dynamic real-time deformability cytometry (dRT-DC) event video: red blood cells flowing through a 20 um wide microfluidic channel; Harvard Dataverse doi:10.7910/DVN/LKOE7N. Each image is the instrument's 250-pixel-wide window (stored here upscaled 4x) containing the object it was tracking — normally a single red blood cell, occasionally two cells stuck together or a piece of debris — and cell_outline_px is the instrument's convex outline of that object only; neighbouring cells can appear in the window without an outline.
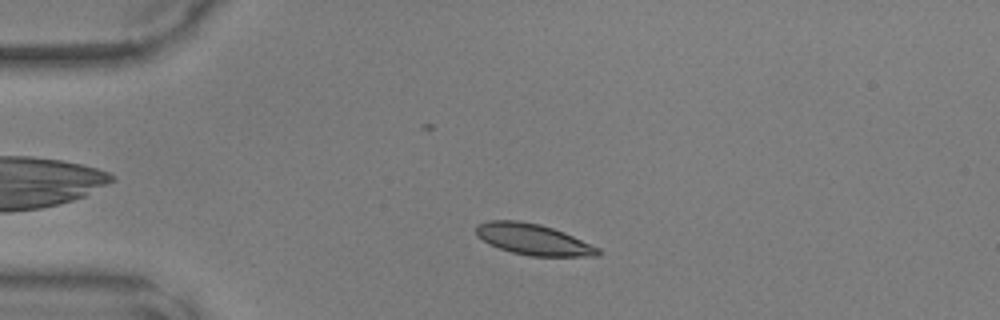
{"species": "common noctule bat (a hibernating species)", "species_latin": "Nyctalus noctula", "temperature_condition": "warm", "stored_images_in_passage": 44, "camera_frame_rate_fps": 3000, "um_per_image_px": 0.085, "animal": {"sex": "male", "body_mass_g": 17.9, "forearm_length_mm": 54.2}, "frame": {"image": 1, "passage_image": 7, "time_ms": 2.0, "image_size_px": [1000, 320], "cell_outline_px": [[600, 256], [528, 256], [512, 252], [488, 244], [476, 236], [476, 224], [488, 220], [520, 220], [540, 224], [564, 232], [600, 248]], "centroid_in_image_um": [45.3, 20.34], "position_along_channel_um": 39.7, "area_um2": 22.2}}
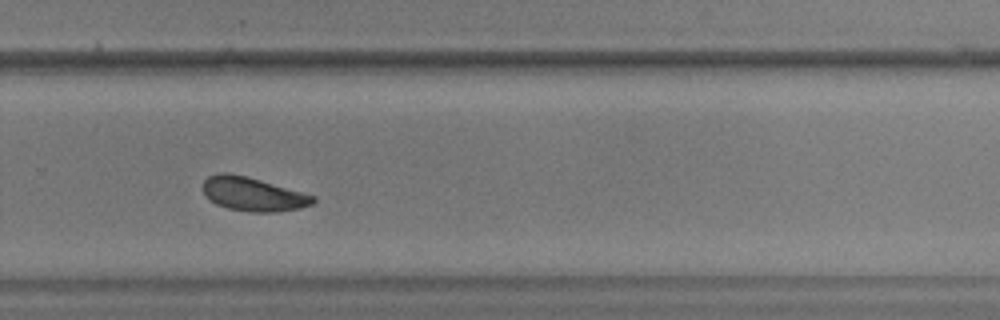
{"frame": {"image": 2, "passage_image": 29, "time_ms": 9.333, "image_size_px": [1000, 320], "cell_outline_px": [[316, 200], [312, 204], [300, 208], [276, 212], [248, 212], [228, 208], [216, 204], [204, 192], [204, 180], [208, 176], [220, 172], [228, 172], [248, 176], [316, 196]], "centroid_in_image_um": [21.53, 16.49], "position_along_channel_um": 308.3, "area_um2": 21.68}}
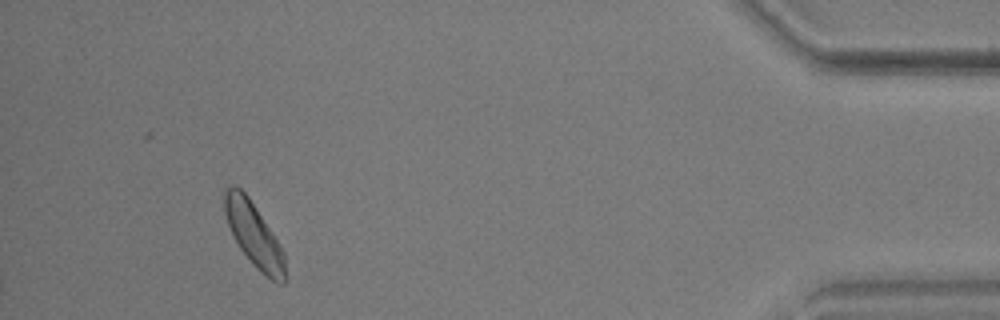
{"frame": {"image": 3, "passage_image": 41, "time_ms": 13.333, "image_size_px": [1000, 320], "cell_outline_px": [[284, 284], [280, 284], [264, 276], [252, 264], [240, 248], [232, 236], [224, 212], [224, 192], [232, 184], [236, 184], [248, 196], [272, 232], [284, 256]], "centroid_in_image_um": [21.54, 19.93], "position_along_channel_um": 413.7, "area_um2": 22.2}}